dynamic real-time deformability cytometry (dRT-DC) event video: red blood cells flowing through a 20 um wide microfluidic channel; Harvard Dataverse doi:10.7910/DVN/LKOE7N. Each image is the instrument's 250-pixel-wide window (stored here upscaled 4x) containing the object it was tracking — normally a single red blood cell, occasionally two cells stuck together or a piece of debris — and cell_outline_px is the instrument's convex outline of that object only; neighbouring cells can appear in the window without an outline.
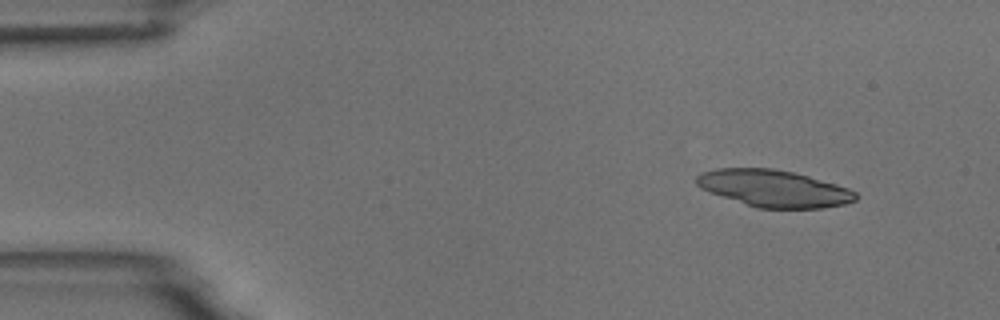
{"species": "common noctule bat (a hibernating species)", "species_latin": "Nyctalus noctula", "temperature_condition": "room temperature", "stored_images_in_passage": 10, "camera_frame_rate_fps": 3000, "um_per_image_px": 0.085, "animal": {"sex": "male", "body_mass_g": 18.8}, "frame": {"image": 1, "passage_image": 1, "time_ms": 0.0, "image_size_px": [1000, 320], "cell_outline_px": [[856, 200], [844, 204], [820, 208], [756, 208], [700, 188], [696, 184], [696, 176], [700, 172], [716, 168], [772, 168], [792, 172], [808, 176], [836, 184], [848, 188], [856, 192]], "centroid_in_image_um": [65.75, 16.01], "position_along_channel_um": 19.2, "area_um2": 34.04}}